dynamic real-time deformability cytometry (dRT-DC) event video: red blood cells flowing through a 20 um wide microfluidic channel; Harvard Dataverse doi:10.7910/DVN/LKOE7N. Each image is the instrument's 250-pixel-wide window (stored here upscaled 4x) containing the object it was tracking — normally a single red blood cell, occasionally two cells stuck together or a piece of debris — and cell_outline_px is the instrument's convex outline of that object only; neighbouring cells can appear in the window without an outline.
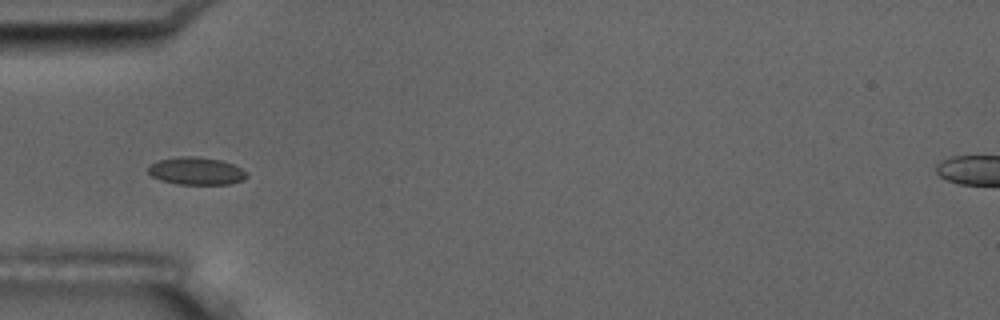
{"species": "common noctule bat (a hibernating species)", "species_latin": "Nyctalus noctula", "temperature_condition": "room temperature", "stored_images_in_passage": 10, "camera_frame_rate_fps": 3000, "um_per_image_px": 0.085, "animal": {"sex": "male", "body_mass_g": 17.5, "forearm_length_mm": 52.3}, "frame": {"image": 1, "passage_image": 6, "time_ms": 6.0, "image_size_px": [1000, 320], "cell_outline_px": [[248, 176], [244, 180], [228, 184], [176, 184], [160, 180], [152, 176], [148, 172], [148, 168], [156, 160], [180, 156], [196, 156], [220, 160], [232, 164], [248, 172]], "centroid_in_image_um": [16.68, 14.53], "position_along_channel_um": 68.3, "area_um2": 15.9}}
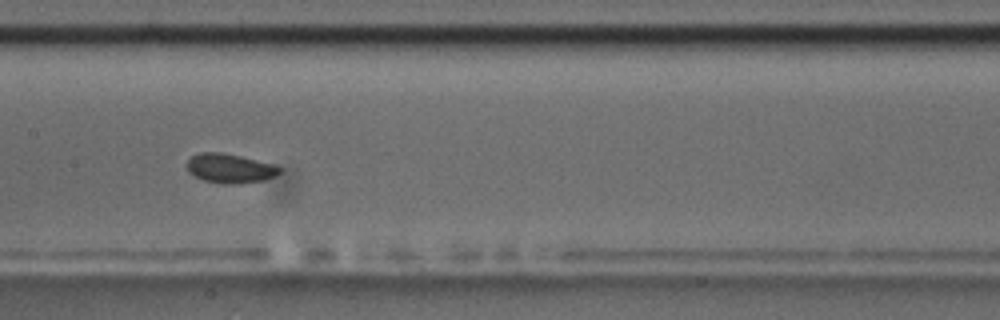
{"frame": {"image": 2, "passage_image": 9, "time_ms": 9.333, "image_size_px": [1000, 320], "cell_outline_px": [[280, 172], [264, 180], [240, 184], [224, 184], [204, 180], [192, 176], [188, 172], [188, 160], [192, 156], [200, 152], [220, 152], [240, 156], [276, 164], [280, 168]], "centroid_in_image_um": [19.53, 14.31], "position_along_channel_um": 187.9, "area_um2": 15.84}}
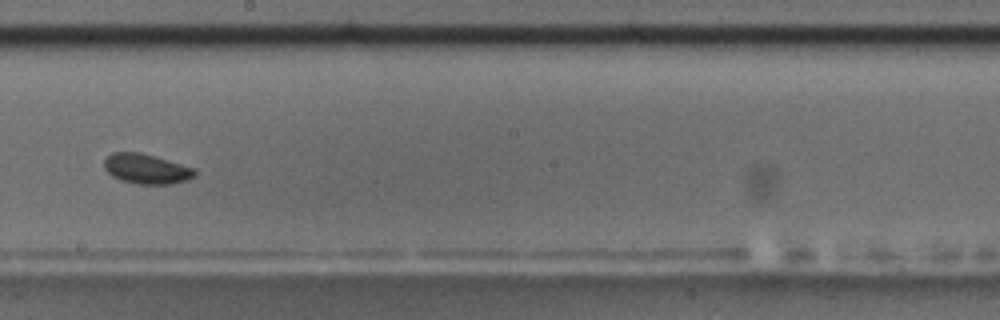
{"frame": {"image": 3, "passage_image": 10, "time_ms": 10.667, "image_size_px": [1000, 320], "cell_outline_px": [[196, 176], [188, 180], [172, 184], [136, 184], [120, 180], [112, 176], [104, 168], [104, 160], [112, 152], [140, 152], [156, 156], [196, 168]], "centroid_in_image_um": [12.47, 14.35], "position_along_channel_um": 235.7, "area_um2": 16.07}}